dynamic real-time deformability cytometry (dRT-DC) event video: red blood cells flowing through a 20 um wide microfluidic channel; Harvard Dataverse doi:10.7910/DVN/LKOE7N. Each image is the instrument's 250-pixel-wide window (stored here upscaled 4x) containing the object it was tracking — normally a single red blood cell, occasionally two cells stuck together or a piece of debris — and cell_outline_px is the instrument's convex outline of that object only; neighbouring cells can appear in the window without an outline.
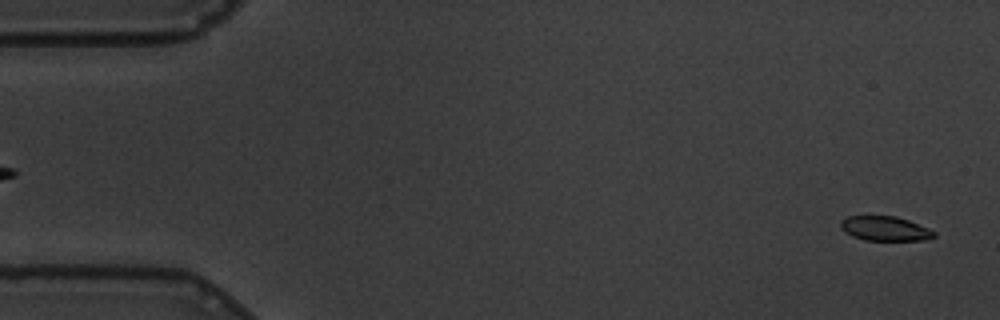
{"species": "common noctule bat (a hibernating species)", "species_latin": "Nyctalus noctula", "temperature_condition": "warm", "stored_images_in_passage": 58, "camera_frame_rate_fps": 3000, "um_per_image_px": 0.085, "animal": {"sex": "male", "body_mass_g": 19.5, "forearm_length_mm": 54.6}, "frame": {"image": 1, "passage_image": 2, "time_ms": 0.333, "image_size_px": [1000, 320], "cell_outline_px": [[936, 236], [924, 240], [864, 240], [852, 236], [844, 232], [840, 228], [840, 220], [848, 216], [896, 216], [908, 220], [928, 228], [936, 232]], "centroid_in_image_um": [75.2, 19.43], "position_along_channel_um": 9.8, "area_um2": 13.41}}
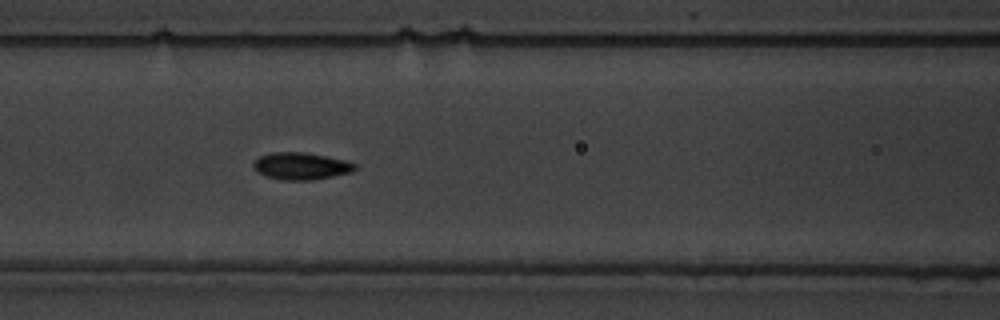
{"frame": {"image": 2, "passage_image": 24, "time_ms": 7.667, "image_size_px": [1000, 320], "cell_outline_px": [[356, 168], [352, 172], [312, 180], [280, 180], [264, 176], [256, 172], [252, 168], [252, 164], [260, 156], [272, 152], [304, 152], [328, 156], [344, 160], [356, 164]], "centroid_in_image_um": [25.55, 14.12], "position_along_channel_um": 141.1, "area_um2": 16.18}}
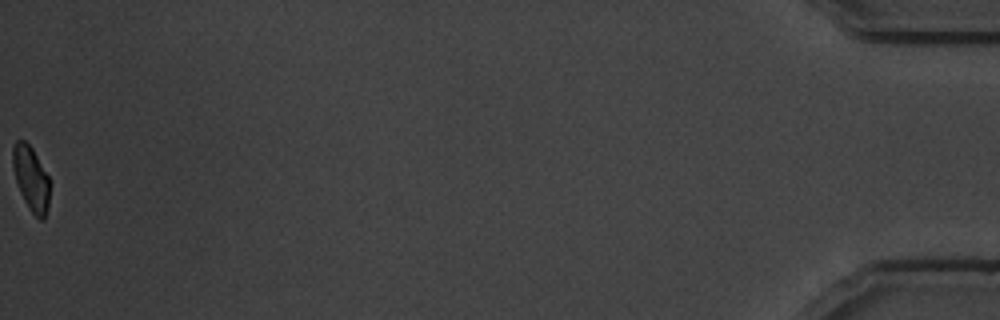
{"frame": {"image": 3, "passage_image": 58, "time_ms": 19.0, "image_size_px": [1000, 320], "cell_outline_px": [[48, 208], [44, 220], [40, 220], [28, 208], [20, 192], [16, 180], [12, 164], [12, 148], [16, 140], [24, 140], [32, 148], [48, 176]], "centroid_in_image_um": [2.61, 15.17], "position_along_channel_um": 432.6, "area_um2": 13.7}, "authors_computed_cell_mechanics": {"area_um2": 14.9413, "velocity_mm_per_s": 3.4762, "shape_relaxation_time_tau1_ms": 3.3037, "shape_relaxation_time_tau2_ms": 1.7545, "deformation_change_tau1": 0.1207, "deformation_change_tau2": 0.0589}}